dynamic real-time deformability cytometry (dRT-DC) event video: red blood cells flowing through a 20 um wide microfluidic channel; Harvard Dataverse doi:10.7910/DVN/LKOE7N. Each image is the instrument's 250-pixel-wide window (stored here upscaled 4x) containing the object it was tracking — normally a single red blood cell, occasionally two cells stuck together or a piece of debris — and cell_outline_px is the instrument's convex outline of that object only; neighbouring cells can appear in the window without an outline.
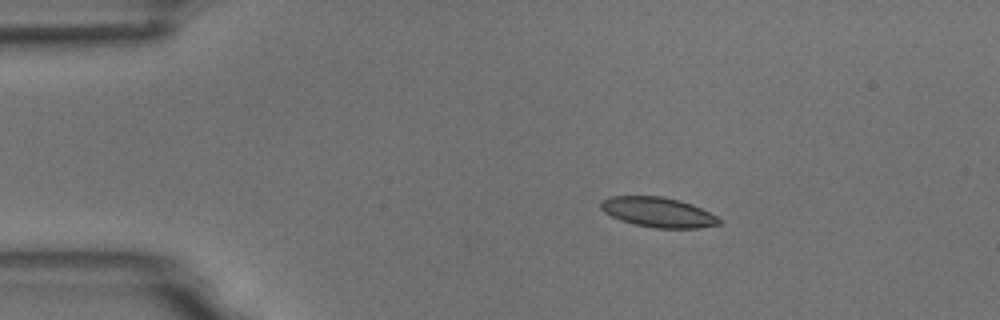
{"species": "common noctule bat (a hibernating species)", "species_latin": "Nyctalus noctula", "temperature_condition": "room temperature", "stored_images_in_passage": 4, "camera_frame_rate_fps": 3000, "um_per_image_px": 0.085, "animal": {"sex": "male", "body_mass_g": 18.8}, "frame": {"image": 1, "passage_image": 3, "time_ms": 0.667, "image_size_px": [1000, 320], "cell_outline_px": [[720, 224], [696, 228], [656, 228], [636, 224], [620, 220], [604, 212], [600, 208], [600, 200], [608, 196], [660, 196], [680, 200], [692, 204], [716, 216], [720, 220]], "centroid_in_image_um": [55.89, 18.02], "position_along_channel_um": 29.1, "area_um2": 20.52}}